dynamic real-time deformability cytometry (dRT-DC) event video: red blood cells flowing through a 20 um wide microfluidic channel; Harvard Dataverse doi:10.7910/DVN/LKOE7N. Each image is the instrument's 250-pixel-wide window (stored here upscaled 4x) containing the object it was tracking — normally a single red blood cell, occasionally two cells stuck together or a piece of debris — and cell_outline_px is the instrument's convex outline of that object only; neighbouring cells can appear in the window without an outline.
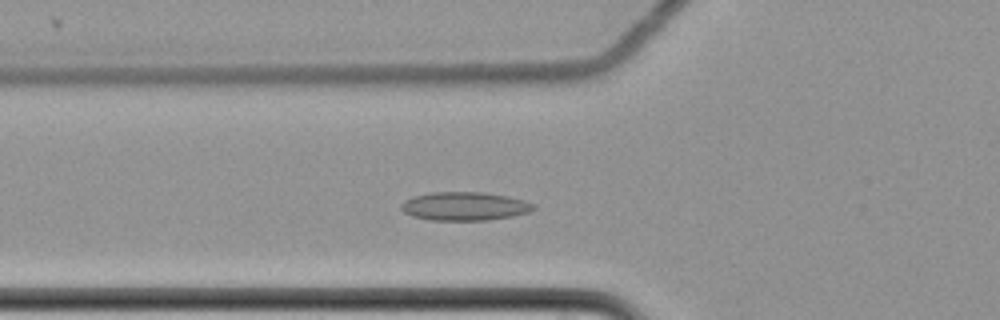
{"species": "common noctule bat (a hibernating species)", "species_latin": "Nyctalus noctula", "temperature_condition": "cold", "stored_images_in_passage": 56, "camera_frame_rate_fps": 3000, "um_per_image_px": 0.085, "animal": {"sex": "female", "body_mass_g": 22.7, "forearm_length_mm": 54.2}, "frame": {"image": 1, "passage_image": 18, "time_ms": 5.667, "image_size_px": [1000, 320], "cell_outline_px": [[536, 208], [528, 212], [512, 216], [488, 220], [432, 220], [412, 216], [404, 212], [400, 208], [400, 204], [404, 200], [412, 196], [432, 192], [484, 192], [508, 196], [524, 200], [536, 204]], "centroid_in_image_um": [39.49, 17.52], "position_along_channel_um": 86.3, "area_um2": 22.14}}
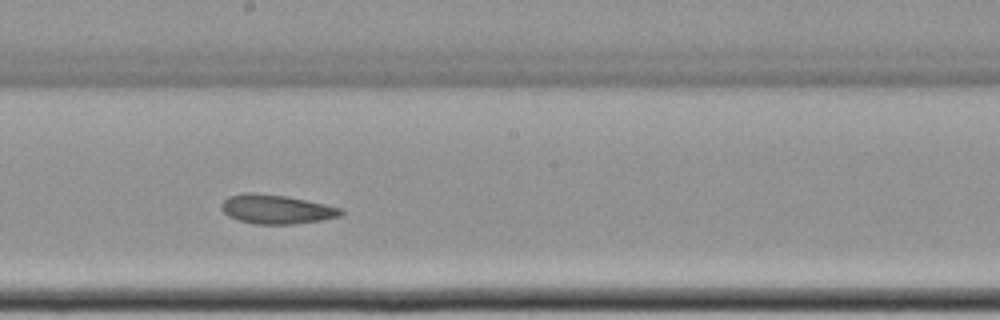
{"frame": {"image": 2, "passage_image": 30, "time_ms": 9.667, "image_size_px": [1000, 320], "cell_outline_px": [[344, 212], [340, 216], [320, 220], [292, 224], [256, 224], [240, 220], [228, 216], [220, 208], [220, 204], [228, 196], [244, 192], [252, 192], [284, 196], [344, 208]], "centroid_in_image_um": [23.47, 17.78], "position_along_channel_um": 224.7, "area_um2": 20.17}}
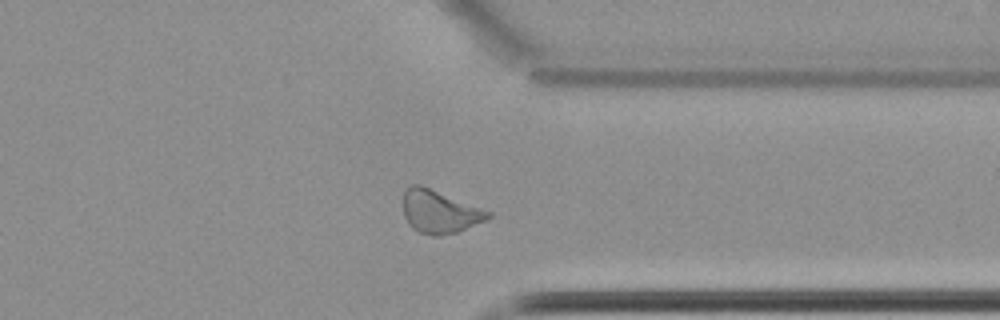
{"frame": {"image": 3, "passage_image": 43, "time_ms": 14.0, "image_size_px": [1000, 320], "cell_outline_px": [[492, 216], [484, 220], [456, 232], [436, 236], [432, 236], [420, 232], [412, 228], [408, 224], [404, 216], [404, 192], [412, 184], [420, 184], [492, 212]], "centroid_in_image_um": [37.34, 17.99], "position_along_channel_um": 374.1, "area_um2": 20.92}, "authors_computed_cell_mechanics": {"area_um2": 21.2993, "velocity_mm_per_s": 3.4673, "shape_relaxation_time_tau1_ms": null, "shape_relaxation_time_tau2_ms": 7.0837, "deformation_change_tau1": null, "deformation_change_tau2": 0.1223}}